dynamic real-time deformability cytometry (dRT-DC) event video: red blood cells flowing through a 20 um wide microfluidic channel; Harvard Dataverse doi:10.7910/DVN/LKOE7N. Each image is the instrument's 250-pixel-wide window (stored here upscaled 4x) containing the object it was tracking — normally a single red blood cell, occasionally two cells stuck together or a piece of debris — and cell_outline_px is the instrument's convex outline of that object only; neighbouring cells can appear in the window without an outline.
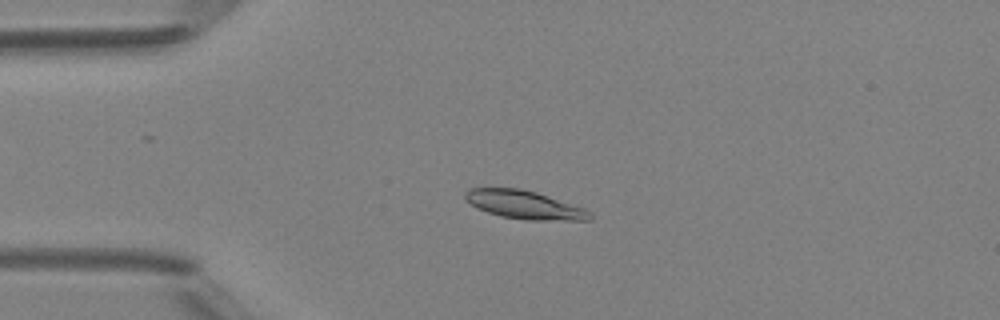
{"species": "Egyptian fruit bat (a non-hibernating species)", "species_latin": "Rousettus aegyptiacus", "temperature_condition": "room temperature", "stored_images_in_passage": 44, "camera_frame_rate_fps": 3000, "um_per_image_px": 0.085, "animal": {"sex": "female"}, "frame": {"image": 1, "passage_image": 7, "time_ms": 2.0, "image_size_px": [1000, 320], "cell_outline_px": [[592, 220], [528, 220], [500, 216], [476, 208], [464, 200], [464, 192], [468, 188], [520, 188], [536, 192], [584, 208], [592, 212]], "centroid_in_image_um": [44.54, 17.4], "position_along_channel_um": 40.5, "area_um2": 20.69}}
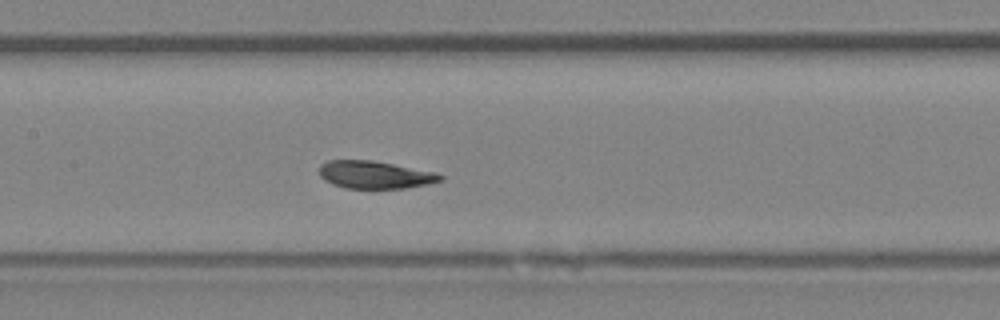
{"frame": {"image": 2, "passage_image": 19, "time_ms": 6.0, "image_size_px": [1000, 320], "cell_outline_px": [[444, 180], [428, 184], [404, 188], [372, 192], [344, 188], [332, 184], [324, 180], [320, 176], [320, 164], [328, 160], [372, 160], [436, 172], [444, 176]], "centroid_in_image_um": [31.86, 14.91], "position_along_channel_um": 175.5, "area_um2": 20.4}}
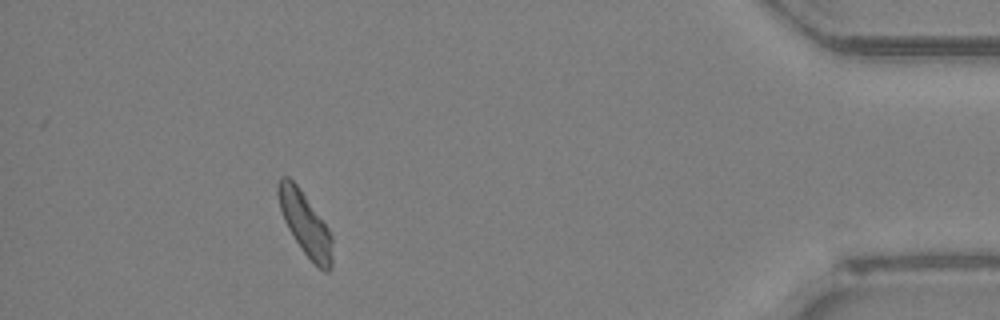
{"frame": {"image": 3, "passage_image": 40, "time_ms": 13.0, "image_size_px": [1000, 320], "cell_outline_px": [[332, 268], [328, 272], [324, 272], [304, 252], [288, 228], [284, 220], [280, 208], [276, 192], [276, 184], [280, 176], [288, 176], [300, 188], [328, 228], [332, 236]], "centroid_in_image_um": [25.93, 18.98], "position_along_channel_um": 409.3, "area_um2": 19.77}, "authors_computed_cell_mechanics": {"area_um2": 20.0855, "velocity_mm_per_s": 4.1258, "shape_relaxation_time_tau1_ms": 2.3159, "shape_relaxation_time_tau2_ms": 1.5099, "deformation_change_tau1": 0.106, "deformation_change_tau2": 0.0633}}